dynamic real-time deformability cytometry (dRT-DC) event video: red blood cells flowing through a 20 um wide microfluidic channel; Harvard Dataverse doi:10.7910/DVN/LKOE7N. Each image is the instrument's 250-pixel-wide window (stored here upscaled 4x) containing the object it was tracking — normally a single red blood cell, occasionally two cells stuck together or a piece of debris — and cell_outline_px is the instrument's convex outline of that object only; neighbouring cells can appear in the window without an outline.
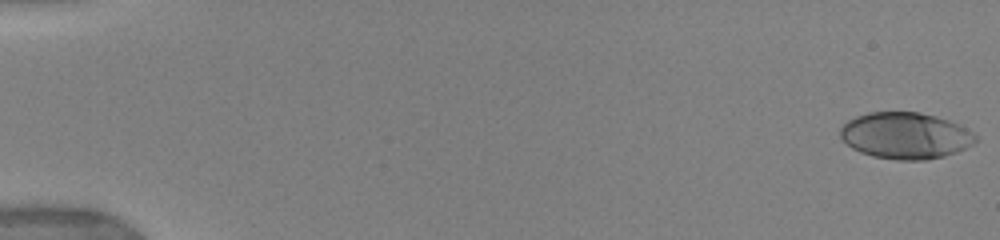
{"species": "human", "species_latin": "Homo sapiens", "temperature_condition": "warm", "stored_images_in_passage": 28, "camera_frame_rate_fps": 3000, "um_per_image_px": 0.085, "donor": {"sex": "female"}, "frame": {"image": 1, "passage_image": 1, "time_ms": 0.0, "image_size_px": [1000, 240], "cell_outline_px": [[976, 140], [972, 144], [956, 152], [944, 156], [920, 160], [896, 160], [872, 156], [860, 152], [852, 148], [840, 136], [840, 128], [848, 120], [856, 116], [868, 112], [920, 112], [936, 116], [948, 120], [972, 132], [976, 136]], "centroid_in_image_um": [76.93, 11.52], "position_along_channel_um": 8.1, "area_um2": 36.36}}
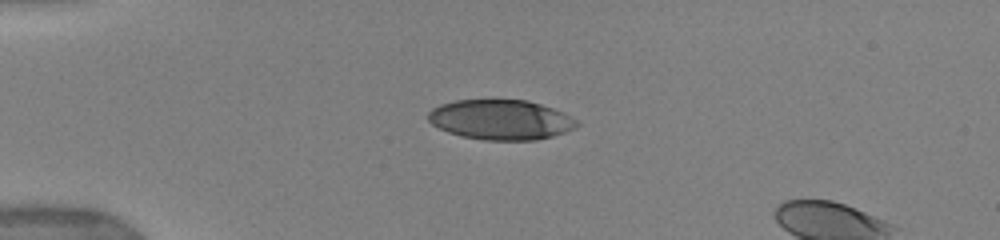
{"frame": {"image": 2, "passage_image": 16, "time_ms": 4.333, "image_size_px": [1000, 240], "cell_outline_px": [[580, 124], [564, 132], [552, 136], [536, 140], [484, 140], [460, 136], [448, 132], [432, 124], [428, 120], [428, 112], [432, 108], [440, 104], [456, 100], [492, 96], [528, 100], [552, 108], [576, 120]], "centroid_in_image_um": [42.49, 10.12], "position_along_channel_um": 42.5, "area_um2": 35.43}}